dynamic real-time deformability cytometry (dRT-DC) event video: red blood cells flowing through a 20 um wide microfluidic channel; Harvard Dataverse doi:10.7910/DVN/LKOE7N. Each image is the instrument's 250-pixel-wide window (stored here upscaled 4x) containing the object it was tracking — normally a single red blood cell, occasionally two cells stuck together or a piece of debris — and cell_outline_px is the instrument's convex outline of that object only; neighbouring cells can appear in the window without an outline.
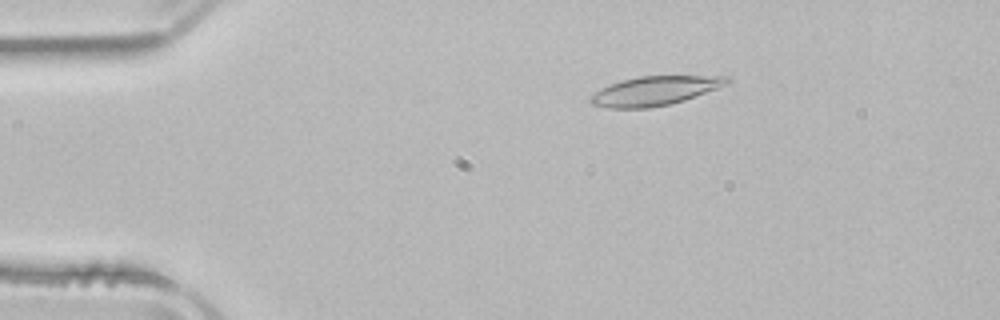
{"species": "common noctule bat (a hibernating species)", "species_latin": "Nyctalus noctula", "temperature_condition": "room temperature", "stored_images_in_passage": 52, "camera_frame_rate_fps": 3000, "um_per_image_px": 0.085, "animal": {"sex": "male", "body_mass_g": 21.5, "forearm_length_mm": 52.0}, "frame": {"image": 1, "passage_image": 9, "time_ms": 2.667, "image_size_px": [1000, 320], "cell_outline_px": [[732, 80], [728, 84], [684, 100], [668, 104], [648, 108], [608, 108], [592, 104], [588, 100], [588, 96], [600, 88], [608, 84], [620, 80], [636, 76], [728, 76]], "centroid_in_image_um": [55.6, 7.71], "position_along_channel_um": 29.4, "area_um2": 23.29}}
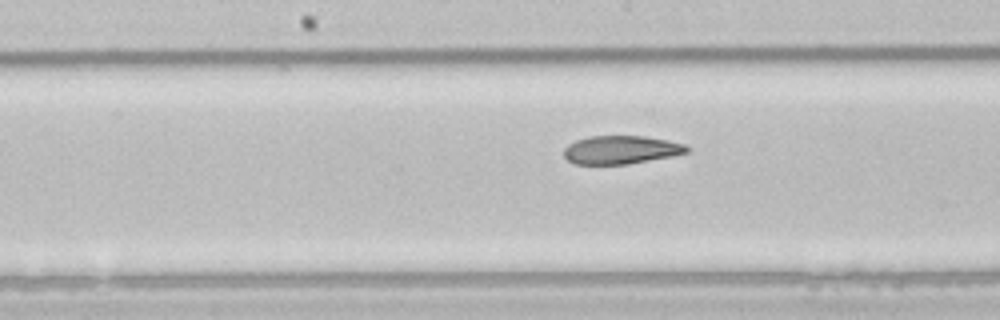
{"frame": {"image": 2, "passage_image": 26, "time_ms": 8.333, "image_size_px": [1000, 320], "cell_outline_px": [[688, 152], [672, 156], [628, 164], [576, 164], [568, 160], [564, 156], [564, 148], [568, 144], [576, 140], [588, 136], [644, 136], [668, 140], [684, 144], [688, 148]], "centroid_in_image_um": [52.76, 12.73], "position_along_channel_um": 195.4, "area_um2": 20.23}}
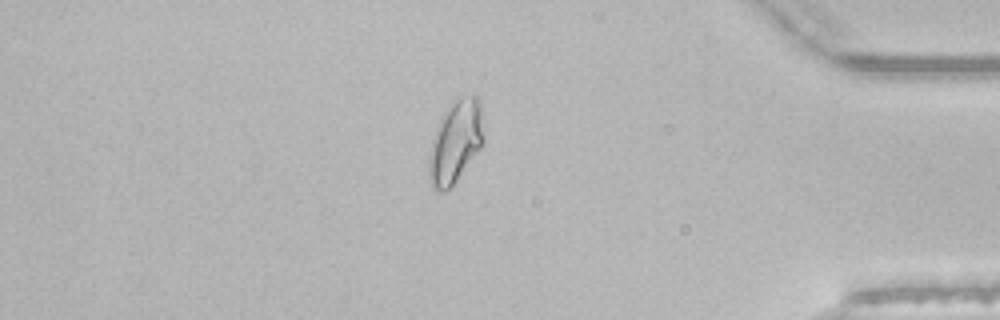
{"frame": {"image": 3, "passage_image": 44, "time_ms": 14.333, "image_size_px": [1000, 320], "cell_outline_px": [[484, 144], [456, 180], [444, 192], [436, 192], [428, 184], [428, 164], [432, 140], [440, 120], [448, 104], [460, 96], [476, 96], [480, 100], [484, 136]], "centroid_in_image_um": [38.71, 12.07], "position_along_channel_um": 396.5, "area_um2": 26.47}, "authors_computed_cell_mechanics": {"area_um2": 22.9466, "velocity_mm_per_s": 3.9099, "shape_relaxation_time_tau1_ms": 8.942, "shape_relaxation_time_tau2_ms": 3.2722, "deformation_change_tau1": 0.2127, "deformation_change_tau2": 0.097}}